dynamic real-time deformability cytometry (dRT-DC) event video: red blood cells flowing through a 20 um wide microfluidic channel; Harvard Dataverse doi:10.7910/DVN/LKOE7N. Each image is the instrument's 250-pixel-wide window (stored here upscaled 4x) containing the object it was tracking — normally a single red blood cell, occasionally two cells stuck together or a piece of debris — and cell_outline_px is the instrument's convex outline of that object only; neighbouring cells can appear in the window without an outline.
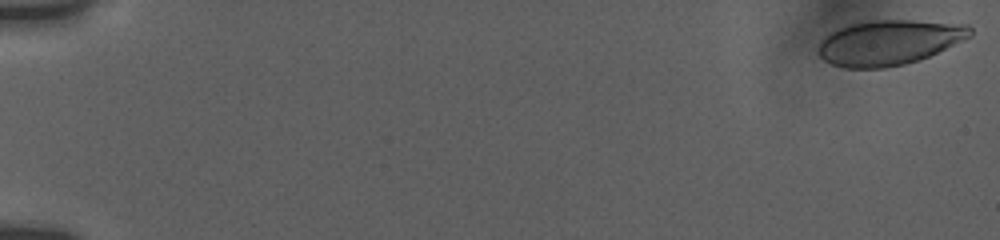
{"species": "human", "species_latin": "Homo sapiens", "temperature_condition": "room temperature", "stored_images_in_passage": 56, "camera_frame_rate_fps": 3000, "um_per_image_px": 0.085, "donor": {"sex": "female"}, "frame": {"image": 1, "passage_image": 1, "time_ms": 0.0, "image_size_px": [1000, 240], "cell_outline_px": [[972, 36], [928, 56], [904, 64], [884, 68], [844, 68], [832, 64], [824, 60], [820, 56], [820, 40], [832, 32], [848, 24], [872, 20], [912, 20], [968, 24], [972, 28]], "centroid_in_image_um": [75.59, 3.6], "position_along_channel_um": 9.4, "area_um2": 39.59}}
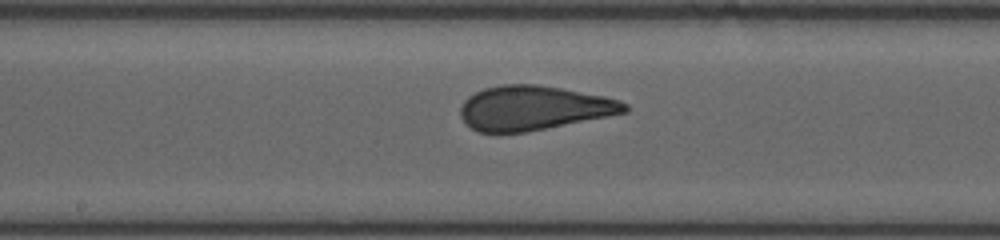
{"frame": {"image": 2, "passage_image": 31, "time_ms": 10.0, "image_size_px": [1000, 240], "cell_outline_px": [[628, 112], [608, 116], [524, 132], [480, 132], [464, 124], [460, 116], [460, 104], [468, 96], [484, 88], [504, 84], [536, 84], [560, 88], [604, 96], [620, 100], [628, 104]], "centroid_in_image_um": [45.33, 9.17], "position_along_channel_um": 202.9, "area_um2": 42.31}}
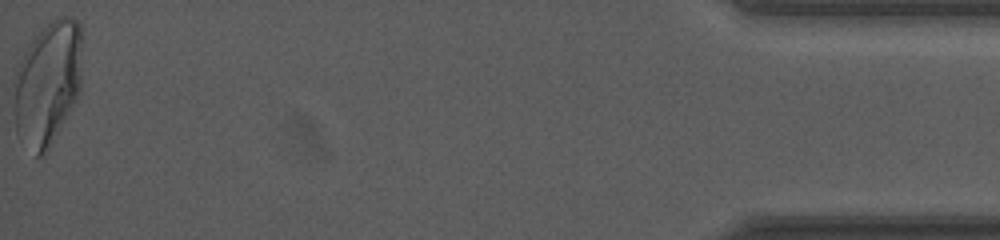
{"frame": {"image": 3, "passage_image": 56, "time_ms": 18.333, "image_size_px": [1000, 240], "cell_outline_px": [[80, 92], [48, 152], [44, 156], [36, 156], [16, 132], [12, 80], [16, 68], [24, 52], [32, 40], [56, 16], [68, 16], [76, 20], [80, 24]], "centroid_in_image_um": [4.02, 7.1], "position_along_channel_um": 431.2, "area_um2": 49.36}, "authors_computed_cell_mechanics": {"area_um2": 42.2807, "velocity_mm_per_s": 3.7584, "shape_relaxation_time_tau1_ms": 6.5958, "shape_relaxation_time_tau2_ms": null, "deformation_change_tau1": 0.2039, "deformation_change_tau2": null}}